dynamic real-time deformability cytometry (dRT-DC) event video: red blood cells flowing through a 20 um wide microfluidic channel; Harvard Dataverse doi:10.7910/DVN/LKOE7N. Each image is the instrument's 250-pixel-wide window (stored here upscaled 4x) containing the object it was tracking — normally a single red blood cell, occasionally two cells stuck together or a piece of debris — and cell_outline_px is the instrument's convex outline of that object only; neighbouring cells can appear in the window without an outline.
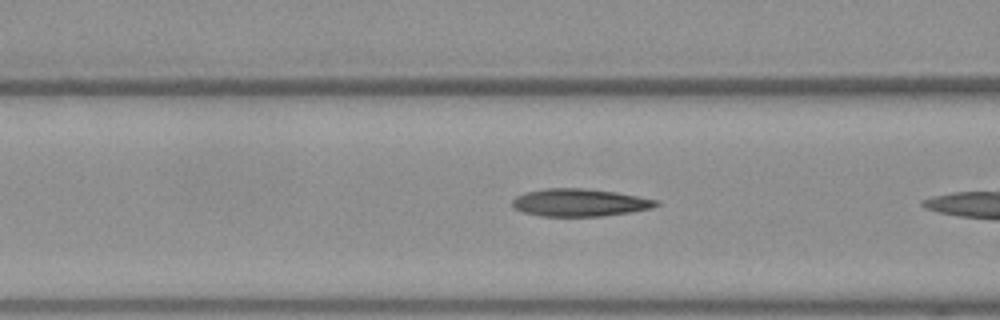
{"species": "Egyptian fruit bat (a non-hibernating species)", "species_latin": "Rousettus aegyptiacus", "temperature_condition": "warm", "stored_images_in_passage": 39, "camera_frame_rate_fps": 3000, "um_per_image_px": 0.085, "frame": {"image": 1, "passage_image": 18, "time_ms": 5.667, "image_size_px": [1000, 320], "cell_outline_px": [[660, 204], [652, 208], [632, 212], [604, 216], [544, 216], [524, 212], [512, 208], [512, 200], [516, 196], [524, 192], [544, 188], [584, 188], [616, 192], [660, 200]], "centroid_in_image_um": [49.29, 17.21], "position_along_channel_um": 117.3, "area_um2": 23.35}}
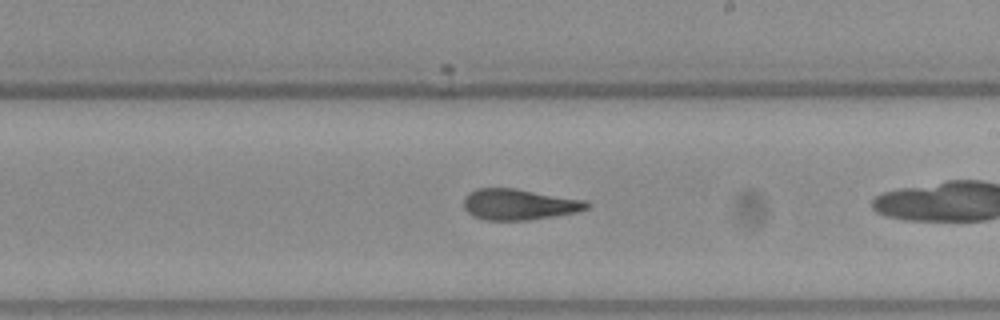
{"frame": {"image": 2, "passage_image": 28, "time_ms": 9.0, "image_size_px": [1000, 320], "cell_outline_px": [[592, 204], [588, 208], [580, 212], [556, 216], [528, 220], [484, 220], [472, 216], [464, 208], [464, 196], [468, 192], [476, 188], [516, 188], [584, 200]], "centroid_in_image_um": [44.12, 17.38], "position_along_channel_um": 244.9, "area_um2": 22.48}}
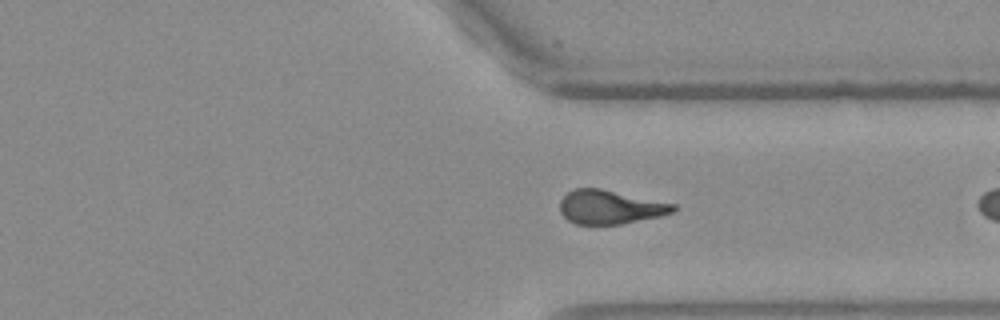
{"frame": {"image": 3, "passage_image": 37, "time_ms": 12.0, "image_size_px": [1000, 320], "cell_outline_px": [[676, 212], [660, 216], [620, 224], [576, 224], [568, 220], [560, 212], [560, 200], [568, 192], [576, 188], [600, 188], [676, 204]], "centroid_in_image_um": [51.87, 17.6], "position_along_channel_um": 359.5, "area_um2": 22.31}}